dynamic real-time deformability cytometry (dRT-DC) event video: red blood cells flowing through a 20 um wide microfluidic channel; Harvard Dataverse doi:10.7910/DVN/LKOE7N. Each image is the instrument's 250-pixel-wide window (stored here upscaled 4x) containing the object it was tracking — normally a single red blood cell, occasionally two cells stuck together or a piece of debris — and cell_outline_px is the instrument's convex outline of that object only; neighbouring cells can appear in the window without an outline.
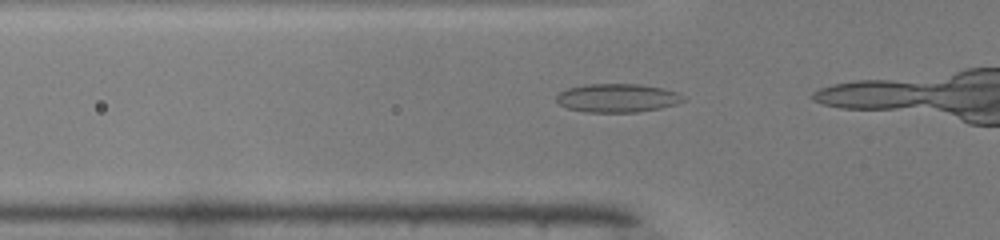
{"species": "common noctule bat (a hibernating species)", "species_latin": "Nyctalus noctula", "temperature_condition": "warm", "stored_images_in_passage": 13, "camera_frame_rate_fps": 3000, "um_per_image_px": 0.085, "animal": {"sex": "male", "body_mass_g": 19.0, "forearm_length_mm": 50.8}, "frame": {"image": 1, "passage_image": 11, "time_ms": 3.333, "image_size_px": [1000, 240], "cell_outline_px": [[688, 100], [676, 104], [660, 108], [636, 112], [584, 112], [568, 108], [560, 104], [556, 100], [556, 96], [560, 92], [568, 88], [584, 84], [640, 84], [664, 88], [676, 92], [684, 96]], "centroid_in_image_um": [52.5, 8.32], "position_along_channel_um": 73.3, "area_um2": 21.21}}